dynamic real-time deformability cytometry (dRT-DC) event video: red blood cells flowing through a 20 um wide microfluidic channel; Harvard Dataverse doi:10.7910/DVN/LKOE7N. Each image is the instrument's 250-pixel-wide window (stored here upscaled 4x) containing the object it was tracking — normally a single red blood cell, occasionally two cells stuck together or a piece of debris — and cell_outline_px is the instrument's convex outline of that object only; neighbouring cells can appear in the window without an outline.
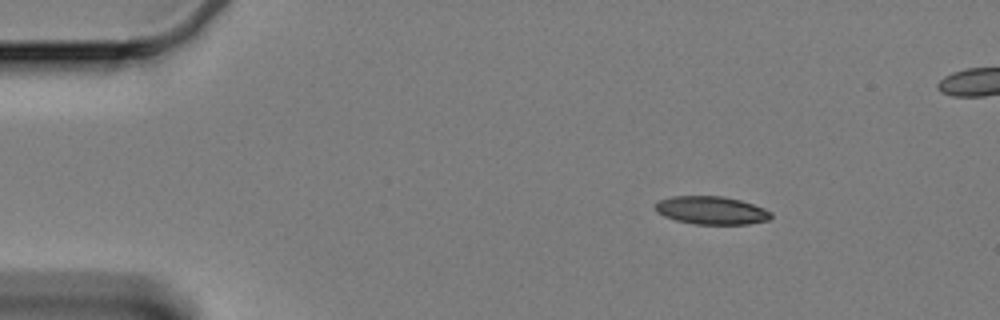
{"species": "Egyptian fruit bat (a non-hibernating species)", "species_latin": "Rousettus aegyptiacus", "temperature_condition": "cold", "stored_images_in_passage": 53, "camera_frame_rate_fps": 3000, "um_per_image_px": 0.085, "animal": {"sex": "female"}, "frame": {"image": 1, "passage_image": 1, "time_ms": 0.0, "image_size_px": [1000, 320], "cell_outline_px": [[772, 216], [768, 220], [748, 224], [696, 224], [676, 220], [664, 216], [656, 212], [656, 204], [660, 200], [672, 196], [724, 196], [740, 200], [764, 208], [772, 212]], "centroid_in_image_um": [60.48, 17.88], "position_along_channel_um": 24.5, "area_um2": 18.84}}
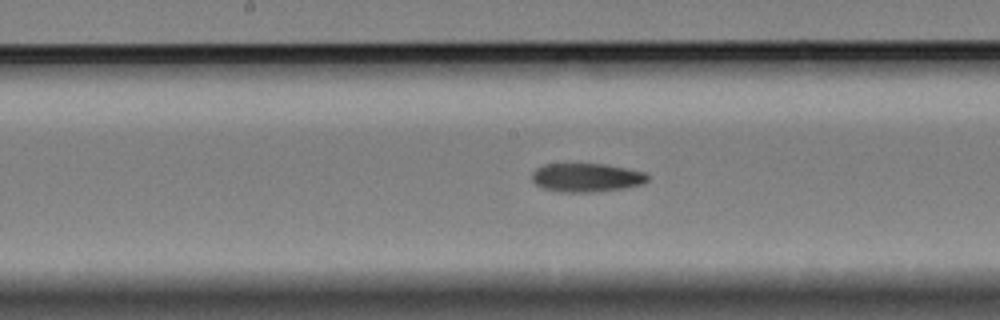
{"frame": {"image": 2, "passage_image": 23, "time_ms": 7.333, "image_size_px": [1000, 320], "cell_outline_px": [[648, 180], [644, 184], [624, 188], [596, 192], [560, 192], [544, 188], [536, 184], [532, 180], [532, 172], [536, 168], [544, 164], [604, 164], [644, 172], [648, 176]], "centroid_in_image_um": [49.84, 15.1], "position_along_channel_um": 198.4, "area_um2": 19.31}}
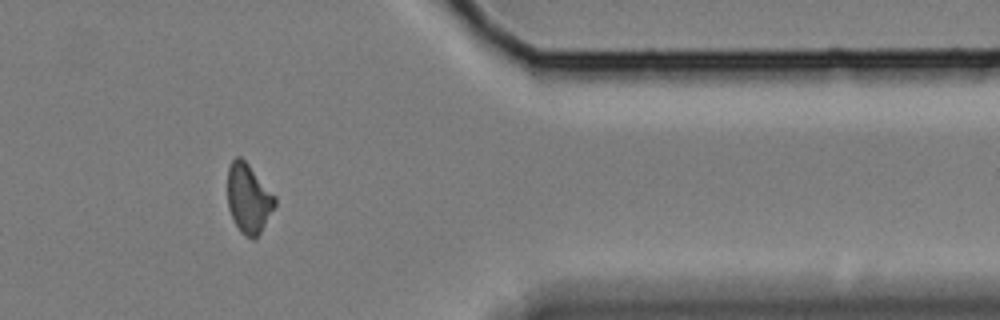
{"frame": {"image": 3, "passage_image": 42, "time_ms": 13.667, "image_size_px": [1000, 320], "cell_outline_px": [[276, 204], [260, 232], [252, 240], [240, 232], [228, 208], [228, 168], [232, 160], [236, 156], [240, 156], [248, 164], [276, 196]], "centroid_in_image_um": [21.12, 16.86], "position_along_channel_um": 390.3, "area_um2": 18.9}, "authors_computed_cell_mechanics": {"area_um2": 19.4208, "velocity_mm_per_s": 3.3143, "shape_relaxation_time_tau1_ms": null, "shape_relaxation_time_tau2_ms": 5.5766, "deformation_change_tau1": null, "deformation_change_tau2": 0.1349}}